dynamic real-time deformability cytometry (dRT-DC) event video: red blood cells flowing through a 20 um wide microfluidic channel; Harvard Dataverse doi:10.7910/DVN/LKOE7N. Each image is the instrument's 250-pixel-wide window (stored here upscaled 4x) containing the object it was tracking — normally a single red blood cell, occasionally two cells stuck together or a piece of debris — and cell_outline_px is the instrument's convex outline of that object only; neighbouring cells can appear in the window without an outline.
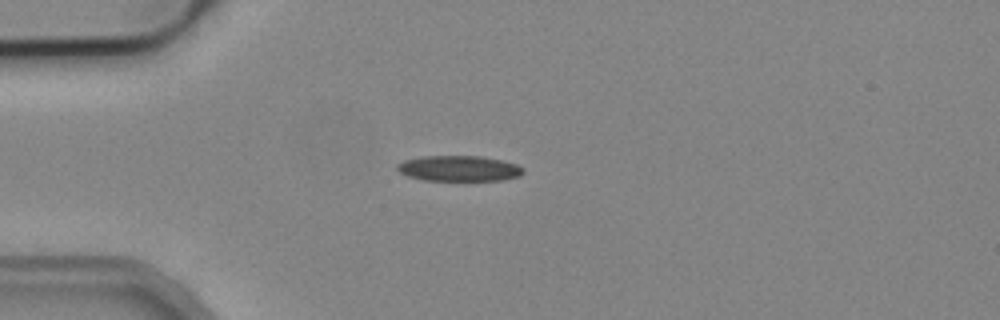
{"species": "common noctule bat (a hibernating species)", "species_latin": "Nyctalus noctula", "temperature_condition": "cold", "stored_images_in_passage": 2, "camera_frame_rate_fps": 3000, "um_per_image_px": 0.085, "animal": {"sex": "male", "body_mass_g": 19.2, "forearm_length_mm": 51.8}, "frame": {"image": 1, "passage_image": 1, "time_ms": 0.0, "image_size_px": [1000, 320], "cell_outline_px": [[524, 172], [520, 176], [504, 180], [424, 180], [408, 176], [400, 172], [396, 168], [396, 164], [404, 160], [420, 156], [480, 156], [500, 160], [516, 164], [524, 168]], "centroid_in_image_um": [39.01, 14.31], "position_along_channel_um": 46.0, "area_um2": 18.79}}
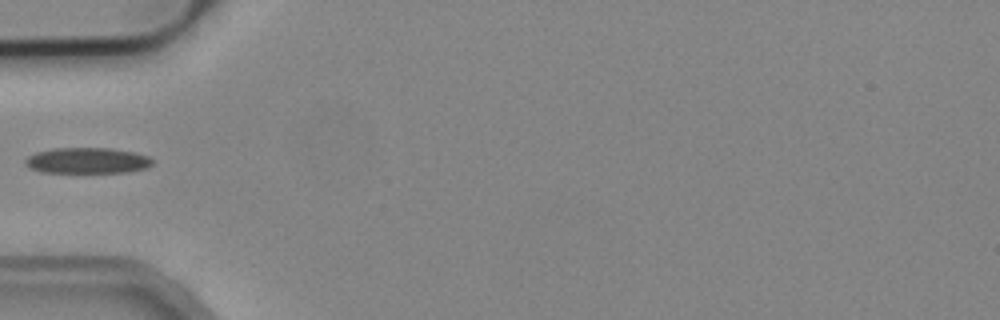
{"frame": {"image": 2, "passage_image": 2, "time_ms": 1.333, "image_size_px": [1000, 320], "cell_outline_px": [[152, 164], [144, 168], [128, 172], [40, 172], [24, 164], [24, 160], [28, 156], [36, 152], [52, 148], [112, 148], [136, 152], [148, 156], [152, 160]], "centroid_in_image_um": [7.4, 13.64], "position_along_channel_um": 77.6, "area_um2": 19.13}}